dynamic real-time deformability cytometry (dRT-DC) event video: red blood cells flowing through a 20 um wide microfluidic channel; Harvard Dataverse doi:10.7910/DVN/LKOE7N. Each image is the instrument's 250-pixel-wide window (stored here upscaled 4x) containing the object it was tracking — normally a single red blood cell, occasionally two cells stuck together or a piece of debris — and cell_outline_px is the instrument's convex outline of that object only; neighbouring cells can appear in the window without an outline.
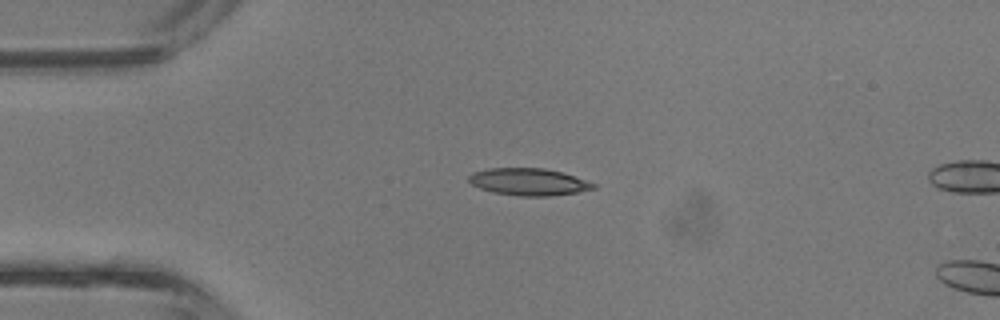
{"species": "common noctule bat (a hibernating species)", "species_latin": "Nyctalus noctula", "temperature_condition": "room temperature", "stored_images_in_passage": 2, "camera_frame_rate_fps": 3000, "um_per_image_px": 0.085, "animal": {"sex": "male", "body_mass_g": 13.3}, "frame": {"image": 1, "passage_image": 1, "time_ms": 0.0, "image_size_px": [1000, 320], "cell_outline_px": [[596, 188], [576, 192], [548, 196], [520, 196], [496, 192], [480, 188], [472, 184], [468, 180], [468, 176], [472, 172], [488, 168], [544, 168], [560, 172], [596, 184]], "centroid_in_image_um": [44.89, 15.45], "position_along_channel_um": 40.1, "area_um2": 19.36}}